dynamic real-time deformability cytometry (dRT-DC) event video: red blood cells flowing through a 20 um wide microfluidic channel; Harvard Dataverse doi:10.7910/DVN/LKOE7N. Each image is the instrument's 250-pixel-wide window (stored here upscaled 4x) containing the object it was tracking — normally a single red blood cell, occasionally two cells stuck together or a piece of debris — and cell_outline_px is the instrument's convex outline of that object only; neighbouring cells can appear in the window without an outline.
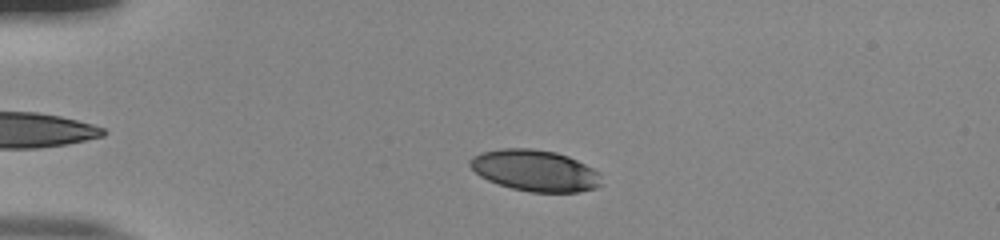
{"species": "human", "species_latin": "Homo sapiens", "temperature_condition": "room temperature", "stored_images_in_passage": 42, "camera_frame_rate_fps": 3000, "um_per_image_px": 0.085, "donor": {"sex": "male"}, "frame": {"image": 1, "passage_image": 8, "time_ms": 2.333, "image_size_px": [1000, 240], "cell_outline_px": [[600, 184], [596, 188], [576, 192], [528, 192], [512, 188], [488, 180], [480, 176], [468, 164], [468, 160], [472, 156], [480, 152], [504, 148], [532, 148], [556, 152], [568, 156], [600, 172]], "centroid_in_image_um": [45.45, 14.49], "position_along_channel_um": 39.5, "area_um2": 31.62}}
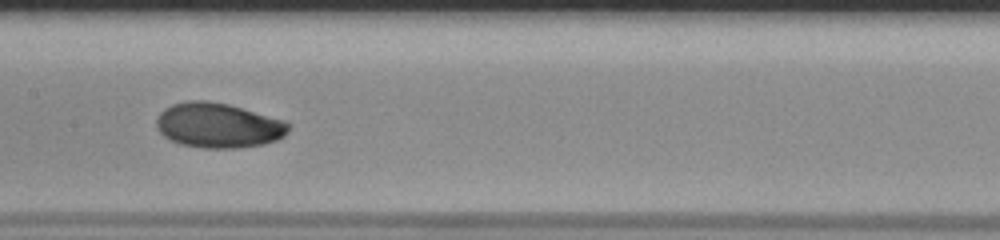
{"frame": {"image": 2, "passage_image": 23, "time_ms": 7.333, "image_size_px": [1000, 240], "cell_outline_px": [[292, 124], [288, 132], [284, 136], [276, 140], [264, 144], [236, 148], [204, 148], [180, 144], [164, 136], [156, 128], [156, 116], [164, 108], [172, 104], [188, 100], [208, 100], [228, 104], [284, 120]], "centroid_in_image_um": [18.55, 10.65], "position_along_channel_um": 188.9, "area_um2": 34.8}}
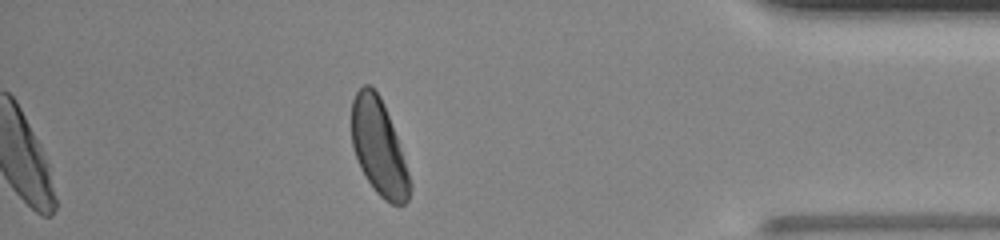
{"frame": {"image": 3, "passage_image": 42, "time_ms": 13.667, "image_size_px": [1000, 240], "cell_outline_px": [[412, 188], [408, 200], [404, 204], [392, 204], [384, 200], [376, 192], [360, 168], [352, 148], [352, 100], [356, 92], [364, 84], [368, 84], [380, 96], [384, 104], [396, 136], [412, 184]], "centroid_in_image_um": [32.19, 12.54], "position_along_channel_um": 403.0, "area_um2": 32.19}, "authors_computed_cell_mechanics": {"area_um2": 33.4951, "velocity_mm_per_s": 3.8962, "shape_relaxation_time_tau1_ms": 3.4406, "shape_relaxation_time_tau2_ms": null, "deformation_change_tau1": 0.1308, "deformation_change_tau2": null}}